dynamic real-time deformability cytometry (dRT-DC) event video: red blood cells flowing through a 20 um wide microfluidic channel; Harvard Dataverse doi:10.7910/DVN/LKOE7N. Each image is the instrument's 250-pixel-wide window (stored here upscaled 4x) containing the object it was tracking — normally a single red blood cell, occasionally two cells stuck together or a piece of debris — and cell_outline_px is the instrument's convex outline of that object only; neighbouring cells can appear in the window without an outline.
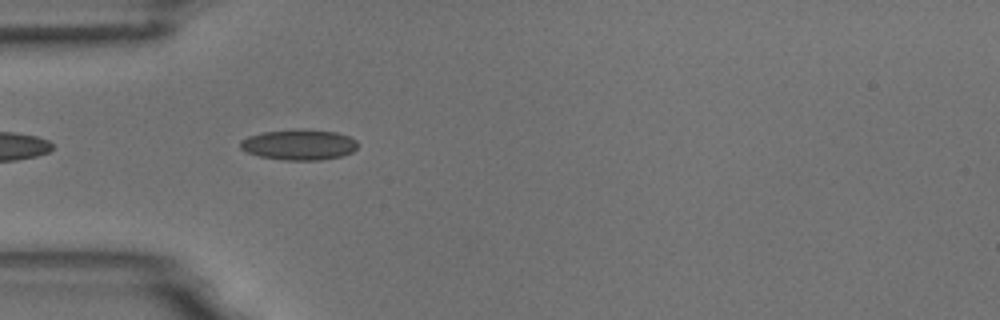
{"species": "common noctule bat (a hibernating species)", "species_latin": "Nyctalus noctula", "temperature_condition": "room temperature", "stored_images_in_passage": 7, "camera_frame_rate_fps": 3000, "um_per_image_px": 0.085, "animal": {"sex": "male", "body_mass_g": 18.8}, "frame": {"image": 1, "passage_image": 5, "time_ms": 4.333, "image_size_px": [1000, 320], "cell_outline_px": [[356, 148], [352, 152], [340, 156], [320, 160], [284, 160], [260, 156], [248, 152], [240, 148], [240, 140], [248, 136], [264, 132], [300, 128], [336, 132], [348, 136], [356, 140]], "centroid_in_image_um": [25.4, 12.29], "position_along_channel_um": 59.6, "area_um2": 20.87}}